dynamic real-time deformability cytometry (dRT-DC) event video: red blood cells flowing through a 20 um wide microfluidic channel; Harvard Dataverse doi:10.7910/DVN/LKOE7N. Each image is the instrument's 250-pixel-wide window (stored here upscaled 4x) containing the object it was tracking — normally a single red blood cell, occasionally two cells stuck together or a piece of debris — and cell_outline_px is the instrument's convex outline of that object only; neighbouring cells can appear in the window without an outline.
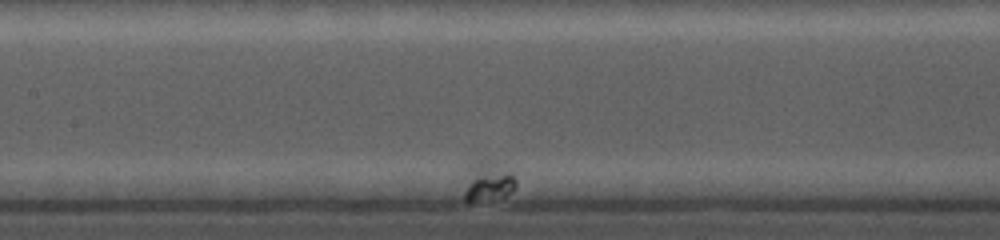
{"species": "common noctule bat (a hibernating species)", "species_latin": "Nyctalus noctula", "temperature_condition": "cold", "stored_images_in_passage": 121, "segment_of_instrument_passage": [2, 2], "camera_frame_rate_fps": 5000, "um_per_image_px": 0.085, "animal": {"sex": "female", "body_mass_g": 19.0, "forearm_length_mm": 56.7}, "frame": {"image": 1, "passage_image": 63, "time_ms": 10.4, "image_size_px": [1000, 240], "cell_outline_px": [[516, 188], [512, 192], [504, 196], [472, 204], [468, 204], [464, 200], [464, 192], [468, 164], [472, 160], [496, 160], [512, 172], [516, 180]], "centroid_in_image_um": [41.45, 15.41], "position_along_channel_um": 166.0, "area_um2": 12.83}}
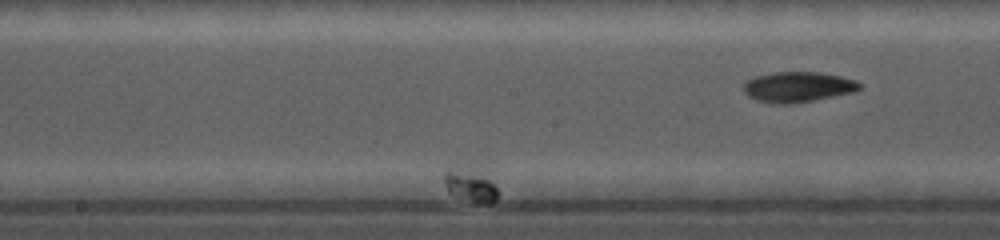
{"frame": {"image": 2, "passage_image": 80, "time_ms": 13.2, "image_size_px": [1000, 240], "cell_outline_px": [[496, 200], [492, 204], [488, 204], [472, 200], [448, 192], [444, 180], [444, 172], [448, 168], [472, 164], [484, 164], [496, 188]], "centroid_in_image_um": [40.04, 15.56], "position_along_channel_um": 208.2, "area_um2": 11.27}}